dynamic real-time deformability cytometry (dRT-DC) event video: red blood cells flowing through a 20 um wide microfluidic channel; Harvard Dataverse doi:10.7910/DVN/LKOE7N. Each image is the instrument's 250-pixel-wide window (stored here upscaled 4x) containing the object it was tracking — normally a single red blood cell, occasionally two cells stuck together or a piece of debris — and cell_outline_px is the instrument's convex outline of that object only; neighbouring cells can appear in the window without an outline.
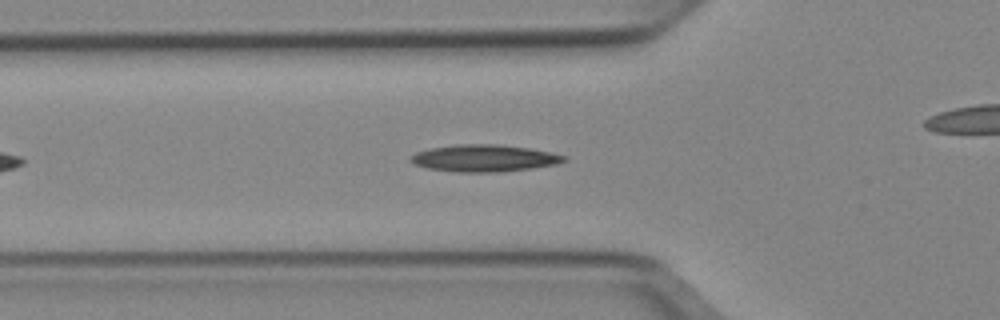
{"species": "Egyptian fruit bat (a non-hibernating species)", "species_latin": "Rousettus aegyptiacus", "temperature_condition": "cold", "stored_images_in_passage": 35, "camera_frame_rate_fps": 3000, "um_per_image_px": 0.085, "animal": {"sex": "female"}, "frame": {"image": 1, "passage_image": 8, "time_ms": 2.333, "image_size_px": [1000, 320], "cell_outline_px": [[568, 160], [556, 164], [532, 168], [500, 172], [456, 172], [428, 168], [412, 164], [408, 160], [416, 152], [432, 148], [456, 144], [500, 144], [528, 148], [552, 152], [568, 156]], "centroid_in_image_um": [41.18, 13.44], "position_along_channel_um": 84.6, "area_um2": 24.28}}
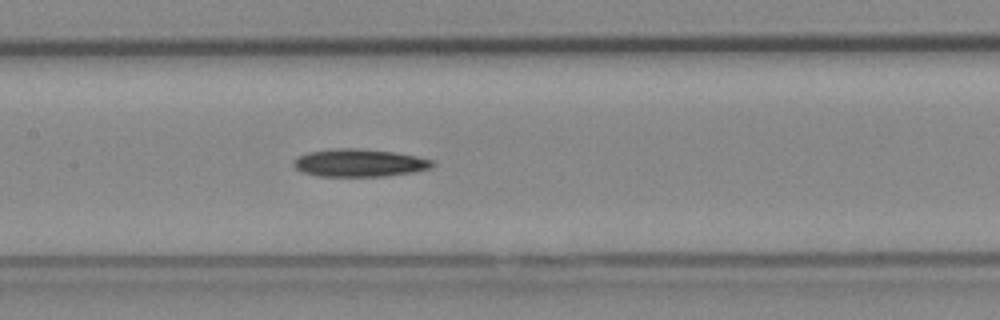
{"frame": {"image": 2, "passage_image": 15, "time_ms": 4.667, "image_size_px": [1000, 320], "cell_outline_px": [[436, 164], [432, 168], [412, 172], [384, 176], [316, 176], [304, 172], [296, 168], [292, 164], [292, 160], [296, 156], [308, 152], [336, 148], [356, 148], [396, 152], [416, 156], [432, 160]], "centroid_in_image_um": [30.53, 13.84], "position_along_channel_um": 176.9, "area_um2": 22.54}}
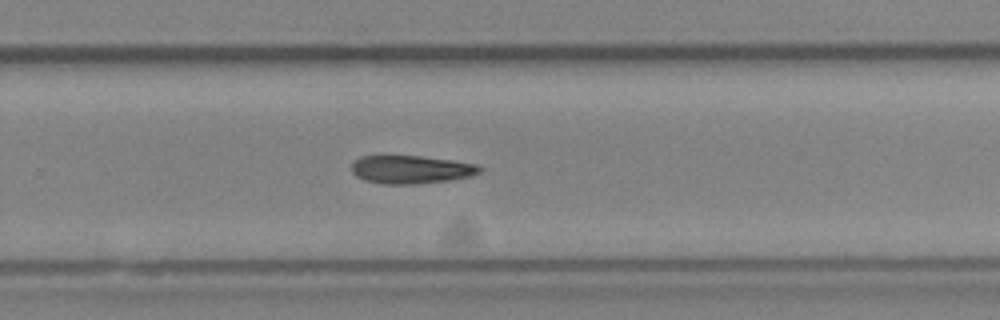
{"frame": {"image": 3, "passage_image": 24, "time_ms": 7.667, "image_size_px": [1000, 320], "cell_outline_px": [[480, 172], [468, 176], [448, 180], [416, 184], [384, 184], [364, 180], [356, 176], [352, 172], [352, 164], [360, 156], [420, 156], [452, 160], [476, 164], [480, 168]], "centroid_in_image_um": [34.89, 14.41], "position_along_channel_um": 294.9, "area_um2": 20.75}, "authors_computed_cell_mechanics": {"area_um2": 21.8484, "velocity_mm_per_s": 3.9533, "shape_relaxation_time_tau1_ms": 8.1296, "shape_relaxation_time_tau2_ms": null, "deformation_change_tau1": 0.1393, "deformation_change_tau2": null}}